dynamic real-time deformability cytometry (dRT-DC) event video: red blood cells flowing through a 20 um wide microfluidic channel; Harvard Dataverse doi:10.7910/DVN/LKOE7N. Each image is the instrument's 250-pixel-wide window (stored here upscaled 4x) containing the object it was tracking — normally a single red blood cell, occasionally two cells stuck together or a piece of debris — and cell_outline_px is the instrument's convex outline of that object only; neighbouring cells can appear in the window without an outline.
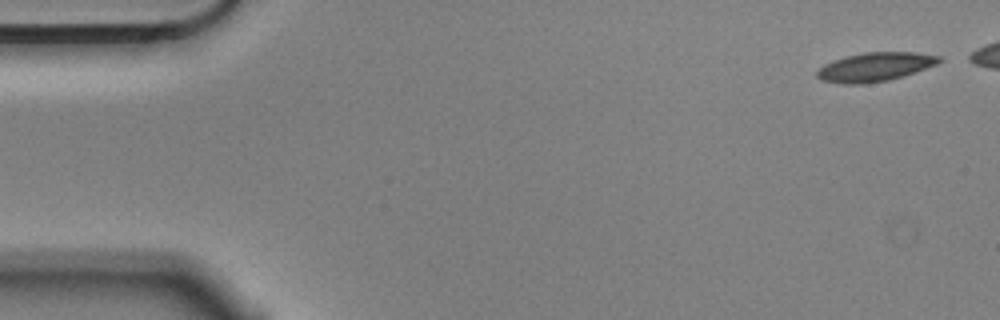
{"species": "Egyptian fruit bat (a non-hibernating species)", "species_latin": "Rousettus aegyptiacus", "temperature_condition": "cold", "stored_images_in_passage": 5, "camera_frame_rate_fps": 3000, "um_per_image_px": 0.085, "animal": {"sex": "male"}, "frame": {"image": 1, "passage_image": 1, "time_ms": 0.0, "image_size_px": [1000, 320], "cell_outline_px": [[944, 60], [936, 64], [904, 76], [888, 80], [860, 84], [844, 84], [820, 80], [816, 76], [816, 72], [824, 64], [832, 60], [844, 56], [864, 52], [916, 52], [940, 56]], "centroid_in_image_um": [74.36, 5.68], "position_along_channel_um": 10.6, "area_um2": 20.63}}